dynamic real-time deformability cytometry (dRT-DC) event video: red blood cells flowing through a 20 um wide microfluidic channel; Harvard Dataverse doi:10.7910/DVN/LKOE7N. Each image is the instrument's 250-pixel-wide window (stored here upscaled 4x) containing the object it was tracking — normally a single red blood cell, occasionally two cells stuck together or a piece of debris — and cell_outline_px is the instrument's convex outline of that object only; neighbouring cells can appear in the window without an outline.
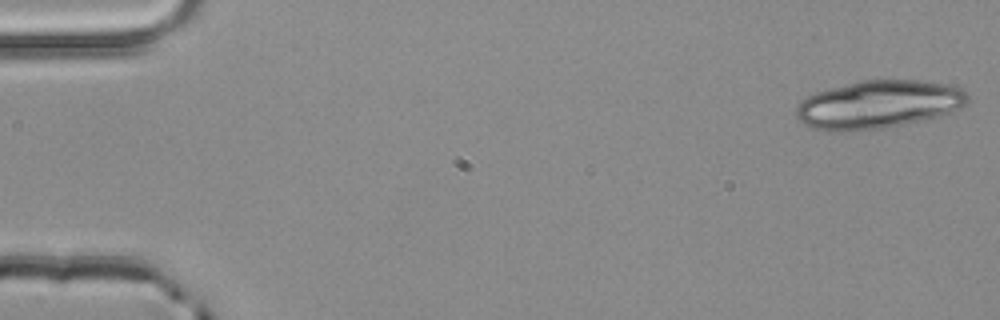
{"species": "common noctule bat (a hibernating species)", "species_latin": "Nyctalus noctula", "temperature_condition": "room temperature", "stored_images_in_passage": 5, "camera_frame_rate_fps": 3000, "um_per_image_px": 0.085, "animal": {"sex": "male", "body_mass_g": 20.4}, "frame": {"image": 1, "passage_image": 1, "time_ms": 0.0, "image_size_px": [1000, 320], "cell_outline_px": [[968, 100], [960, 108], [924, 120], [904, 124], [880, 128], [848, 132], [828, 132], [812, 128], [804, 124], [796, 116], [796, 108], [800, 100], [816, 92], [860, 80], [920, 80], [948, 84], [960, 88], [968, 96]], "centroid_in_image_um": [74.61, 8.89], "position_along_channel_um": 10.4, "area_um2": 48.03}}